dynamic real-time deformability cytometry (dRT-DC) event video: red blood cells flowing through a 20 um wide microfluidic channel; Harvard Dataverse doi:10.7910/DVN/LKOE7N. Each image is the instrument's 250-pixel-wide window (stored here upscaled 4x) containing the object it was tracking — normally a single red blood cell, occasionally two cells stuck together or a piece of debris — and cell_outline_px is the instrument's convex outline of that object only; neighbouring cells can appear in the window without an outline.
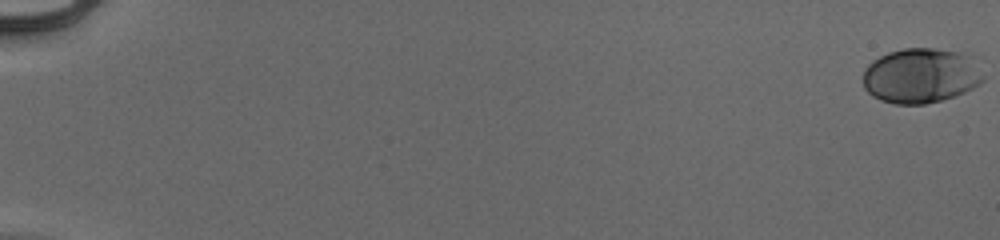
{"species": "human", "species_latin": "Homo sapiens", "temperature_condition": "cold", "stored_images_in_passage": 16, "camera_frame_rate_fps": 3000, "um_per_image_px": 0.085, "donor": {"sex": "male"}, "frame": {"image": 1, "passage_image": 1, "time_ms": 0.0, "image_size_px": [1000, 240], "cell_outline_px": [[984, 80], [980, 84], [964, 92], [940, 100], [924, 104], [892, 104], [880, 100], [872, 96], [864, 88], [864, 68], [872, 60], [888, 52], [904, 48], [936, 48], [960, 52], [972, 56], [984, 76]], "centroid_in_image_um": [78.27, 6.42], "position_along_channel_um": 6.7, "area_um2": 38.73}}